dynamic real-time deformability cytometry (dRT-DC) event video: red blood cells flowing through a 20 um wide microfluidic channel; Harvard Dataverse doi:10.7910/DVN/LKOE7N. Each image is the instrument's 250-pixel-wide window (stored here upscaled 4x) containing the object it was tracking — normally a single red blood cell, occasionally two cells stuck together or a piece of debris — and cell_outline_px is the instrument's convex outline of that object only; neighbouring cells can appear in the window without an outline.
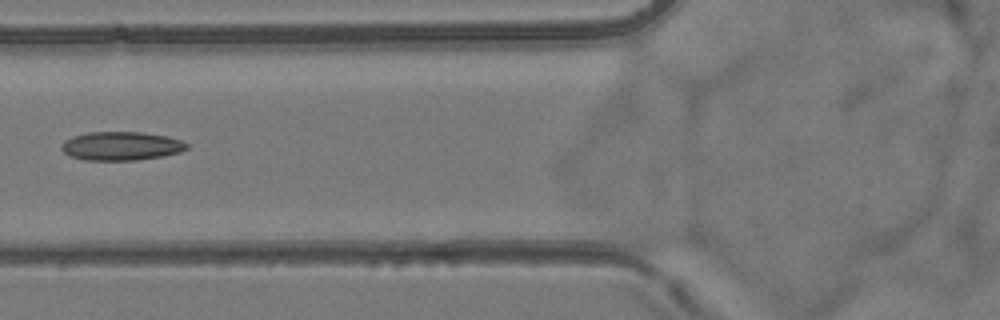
{"species": "common noctule bat (a hibernating species)", "species_latin": "Nyctalus noctula", "temperature_condition": "room temperature", "stored_images_in_passage": 7, "camera_frame_rate_fps": 3000, "um_per_image_px": 0.085, "animal": {"sex": "female", "body_mass_g": 24.6, "forearm_length_mm": 56.2}, "frame": {"image": 1, "passage_image": 7, "time_ms": 6.667, "image_size_px": [1000, 320], "cell_outline_px": [[188, 148], [180, 152], [164, 156], [136, 160], [84, 160], [72, 156], [64, 152], [60, 148], [60, 144], [64, 140], [72, 136], [88, 132], [140, 132], [168, 136], [180, 140], [188, 144]], "centroid_in_image_um": [10.29, 12.41], "position_along_channel_um": 115.5, "area_um2": 21.04}}